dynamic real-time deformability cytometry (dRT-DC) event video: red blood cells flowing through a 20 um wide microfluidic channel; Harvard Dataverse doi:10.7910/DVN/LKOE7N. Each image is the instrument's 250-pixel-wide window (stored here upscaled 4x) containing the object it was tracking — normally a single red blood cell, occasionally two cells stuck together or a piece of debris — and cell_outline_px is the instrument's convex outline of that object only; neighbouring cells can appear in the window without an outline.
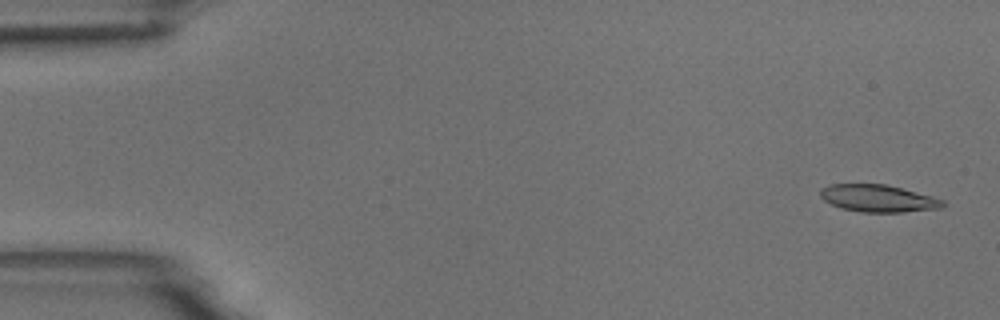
{"species": "common noctule bat (a hibernating species)", "species_latin": "Nyctalus noctula", "temperature_condition": "room temperature", "stored_images_in_passage": 4, "camera_frame_rate_fps": 3000, "um_per_image_px": 0.085, "animal": {"sex": "male", "body_mass_g": 18.8}, "frame": {"image": 1, "passage_image": 1, "time_ms": 0.0, "image_size_px": [1000, 320], "cell_outline_px": [[944, 204], [940, 208], [904, 212], [860, 212], [840, 208], [824, 200], [820, 196], [820, 188], [832, 184], [884, 184], [932, 196], [944, 200]], "centroid_in_image_um": [74.61, 16.86], "position_along_channel_um": 10.4, "area_um2": 19.31}}
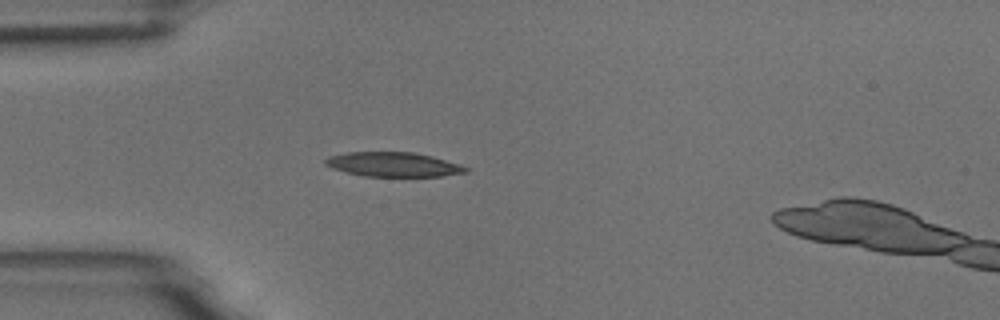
{"frame": {"image": 2, "passage_image": 4, "time_ms": 4.333, "image_size_px": [1000, 320], "cell_outline_px": [[468, 172], [440, 176], [364, 176], [344, 172], [332, 168], [324, 164], [324, 160], [328, 156], [348, 152], [412, 152], [432, 156], [460, 164], [468, 168]], "centroid_in_image_um": [33.4, 13.97], "position_along_channel_um": 51.6, "area_um2": 20.0}}